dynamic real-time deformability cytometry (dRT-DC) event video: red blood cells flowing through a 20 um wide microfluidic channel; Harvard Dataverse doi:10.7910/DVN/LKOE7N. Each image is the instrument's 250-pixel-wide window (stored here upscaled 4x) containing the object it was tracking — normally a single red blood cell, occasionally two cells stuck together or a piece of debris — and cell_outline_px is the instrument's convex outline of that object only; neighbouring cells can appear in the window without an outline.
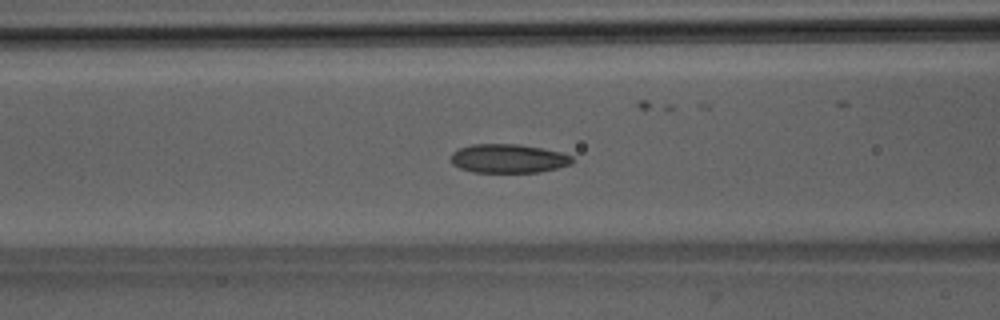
{"species": "Egyptian fruit bat (a non-hibernating species)", "species_latin": "Rousettus aegyptiacus", "temperature_condition": "room temperature", "stored_images_in_passage": 38, "camera_frame_rate_fps": 3000, "um_per_image_px": 0.085, "animal": {"sex": "male"}, "frame": {"image": 1, "passage_image": 7, "time_ms": 2.0, "image_size_px": [1000, 320], "cell_outline_px": [[572, 164], [540, 172], [472, 172], [460, 168], [452, 164], [452, 152], [460, 148], [472, 144], [520, 144], [560, 152], [572, 156]], "centroid_in_image_um": [43.2, 13.47], "position_along_channel_um": 123.4, "area_um2": 20.29}}
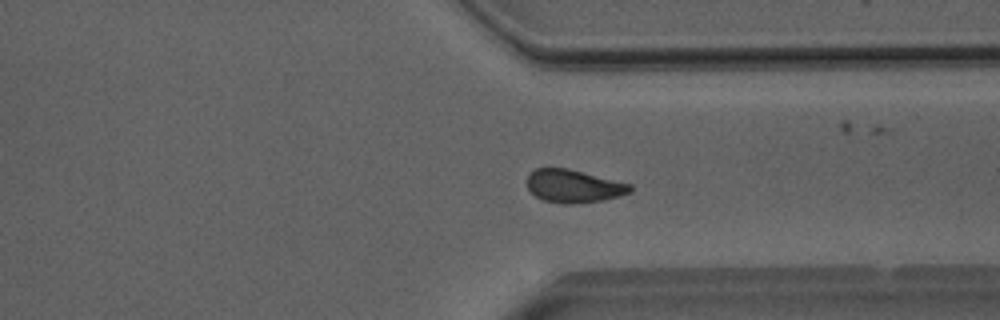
{"frame": {"image": 2, "passage_image": 25, "time_ms": 8.0, "image_size_px": [1000, 320], "cell_outline_px": [[632, 192], [620, 196], [604, 200], [572, 204], [568, 204], [544, 200], [536, 196], [528, 188], [528, 176], [536, 168], [568, 168], [632, 184]], "centroid_in_image_um": [48.81, 15.82], "position_along_channel_um": 362.6, "area_um2": 19.71}}
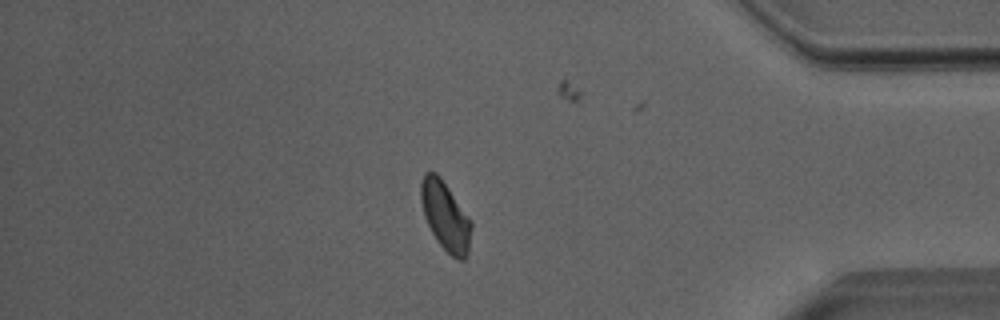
{"frame": {"image": 3, "passage_image": 30, "time_ms": 9.667, "image_size_px": [1000, 320], "cell_outline_px": [[472, 228], [468, 256], [464, 260], [460, 260], [452, 256], [436, 240], [424, 216], [420, 196], [420, 184], [424, 172], [436, 172], [440, 176], [472, 220]], "centroid_in_image_um": [37.88, 18.36], "position_along_channel_um": 397.3, "area_um2": 20.4}, "authors_computed_cell_mechanics": {"area_um2": 20.2589, "velocity_mm_per_s": 3.988, "shape_relaxation_time_tau1_ms": 7.8937, "shape_relaxation_time_tau2_ms": 2.9912, "deformation_change_tau1": 0.1414, "deformation_change_tau2": 0.0779}}